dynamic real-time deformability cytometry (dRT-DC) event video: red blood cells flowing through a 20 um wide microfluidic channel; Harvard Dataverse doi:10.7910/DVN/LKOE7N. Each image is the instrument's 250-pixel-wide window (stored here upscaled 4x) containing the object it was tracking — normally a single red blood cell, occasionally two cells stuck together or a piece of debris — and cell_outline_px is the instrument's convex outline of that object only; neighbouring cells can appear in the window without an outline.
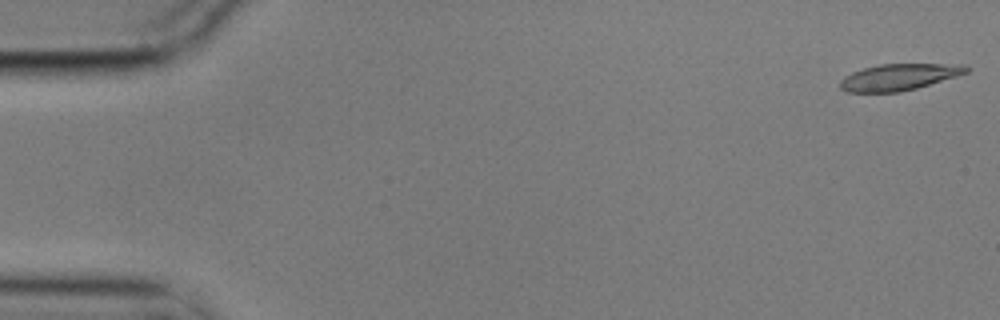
{"species": "common noctule bat (a hibernating species)", "species_latin": "Nyctalus noctula", "temperature_condition": "cold", "stored_images_in_passage": 5, "camera_frame_rate_fps": 3000, "um_per_image_px": 0.085, "animal": {"sex": "male", "body_mass_g": 17.9}, "frame": {"image": 1, "passage_image": 1, "time_ms": 0.0, "image_size_px": [1000, 320], "cell_outline_px": [[968, 72], [956, 76], [916, 88], [900, 92], [848, 92], [840, 88], [840, 80], [844, 76], [852, 72], [864, 68], [880, 64], [964, 64], [968, 68]], "centroid_in_image_um": [76.39, 6.55], "position_along_channel_um": 8.6, "area_um2": 19.31}}
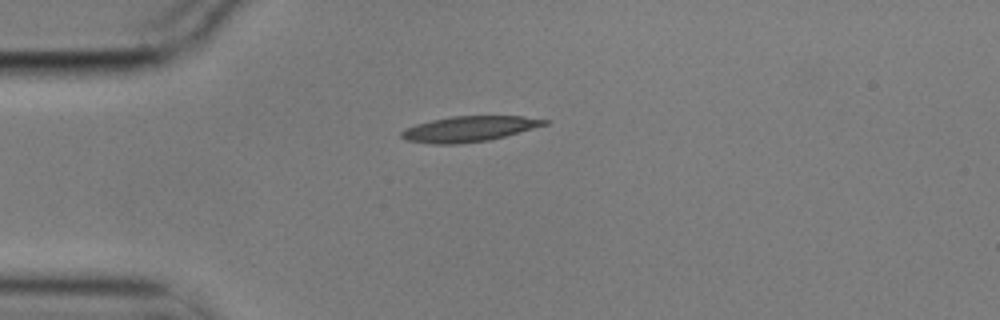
{"frame": {"image": 2, "passage_image": 4, "time_ms": 1.0, "image_size_px": [1000, 320], "cell_outline_px": [[548, 124], [504, 136], [488, 140], [456, 144], [432, 144], [404, 140], [400, 136], [400, 132], [404, 128], [416, 124], [432, 120], [452, 116], [524, 116], [548, 120]], "centroid_in_image_um": [39.82, 10.96], "position_along_channel_um": 45.2, "area_um2": 21.15}}